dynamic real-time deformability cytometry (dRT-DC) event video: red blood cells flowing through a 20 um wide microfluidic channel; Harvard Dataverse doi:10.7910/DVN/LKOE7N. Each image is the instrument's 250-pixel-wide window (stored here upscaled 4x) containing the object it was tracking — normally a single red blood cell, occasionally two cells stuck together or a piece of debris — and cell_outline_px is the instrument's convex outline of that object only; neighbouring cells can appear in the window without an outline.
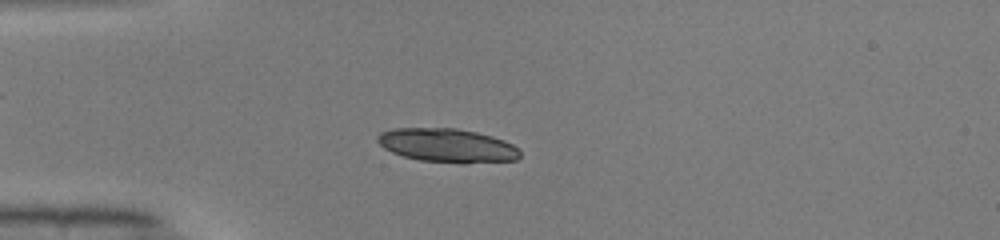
{"species": "common noctule bat (a hibernating species)", "species_latin": "Nyctalus noctula", "temperature_condition": "warm", "stored_images_in_passage": 41, "camera_frame_rate_fps": 3000, "um_per_image_px": 0.085, "animal": {"sex": "male", "body_mass_g": 19.0, "forearm_length_mm": 50.8}, "frame": {"image": 1, "passage_image": 5, "time_ms": 1.333, "image_size_px": [1000, 240], "cell_outline_px": [[520, 156], [516, 160], [464, 164], [460, 164], [420, 160], [404, 156], [392, 152], [384, 148], [376, 140], [376, 136], [380, 132], [392, 128], [456, 128], [476, 132], [492, 136], [504, 140], [520, 148]], "centroid_in_image_um": [38.03, 12.37], "position_along_channel_um": 47.0, "area_um2": 28.38}}
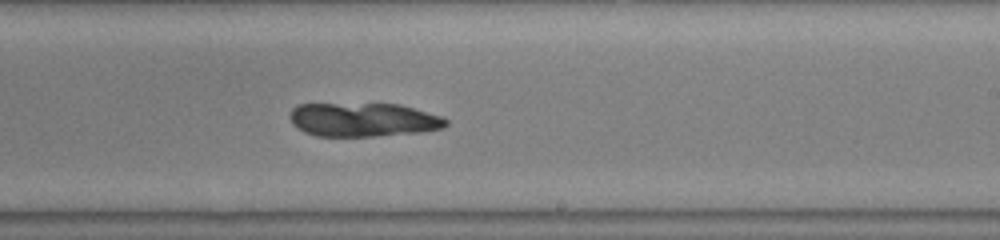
{"frame": {"image": 2, "passage_image": 22, "time_ms": 7.0, "image_size_px": [1000, 240], "cell_outline_px": [[448, 124], [444, 128], [420, 132], [372, 136], [316, 136], [304, 132], [296, 128], [292, 124], [288, 116], [292, 108], [296, 104], [400, 104], [440, 116], [448, 120]], "centroid_in_image_um": [30.83, 10.18], "position_along_channel_um": 258.2, "area_um2": 30.87}}
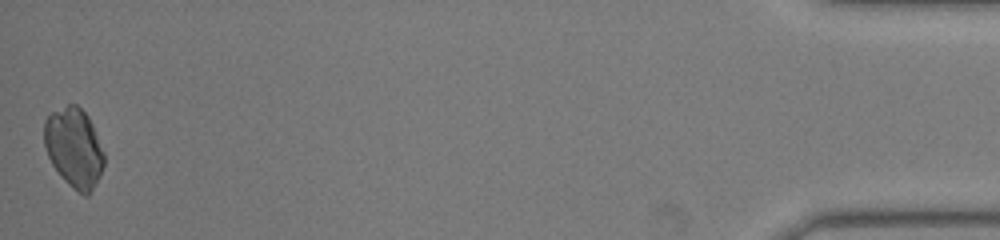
{"frame": {"image": 3, "passage_image": 41, "time_ms": 13.333, "image_size_px": [1000, 240], "cell_outline_px": [[104, 164], [100, 176], [88, 196], [84, 196], [68, 184], [64, 180], [52, 164], [48, 156], [44, 144], [44, 120], [52, 112], [68, 104], [76, 104], [88, 116], [92, 124], [104, 152]], "centroid_in_image_um": [6.29, 12.56], "position_along_channel_um": 428.9, "area_um2": 27.63}}